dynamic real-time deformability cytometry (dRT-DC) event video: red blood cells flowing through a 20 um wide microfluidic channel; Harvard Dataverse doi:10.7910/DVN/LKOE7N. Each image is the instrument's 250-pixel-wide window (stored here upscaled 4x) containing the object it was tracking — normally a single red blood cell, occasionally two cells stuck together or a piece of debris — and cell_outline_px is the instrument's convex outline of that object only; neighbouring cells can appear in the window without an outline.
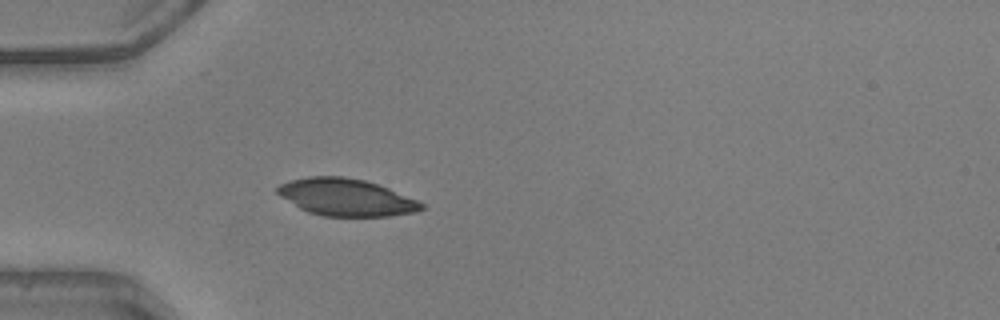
{"species": "common noctule bat (a hibernating species)", "species_latin": "Nyctalus noctula", "temperature_condition": "warm", "stored_images_in_passage": 13, "camera_frame_rate_fps": 3000, "um_per_image_px": 0.085, "animal": {"sex": "male", "body_mass_g": 20.5, "forearm_length_mm": 52.5}, "frame": {"image": 1, "passage_image": 1, "time_ms": 0.0, "image_size_px": [1000, 320], "cell_outline_px": [[424, 208], [416, 212], [388, 216], [324, 216], [308, 212], [300, 208], [280, 196], [276, 192], [276, 188], [280, 184], [292, 180], [308, 176], [344, 176], [364, 180], [388, 188], [416, 200], [424, 204]], "centroid_in_image_um": [29.4, 16.77], "position_along_channel_um": 55.6, "area_um2": 30.92}}